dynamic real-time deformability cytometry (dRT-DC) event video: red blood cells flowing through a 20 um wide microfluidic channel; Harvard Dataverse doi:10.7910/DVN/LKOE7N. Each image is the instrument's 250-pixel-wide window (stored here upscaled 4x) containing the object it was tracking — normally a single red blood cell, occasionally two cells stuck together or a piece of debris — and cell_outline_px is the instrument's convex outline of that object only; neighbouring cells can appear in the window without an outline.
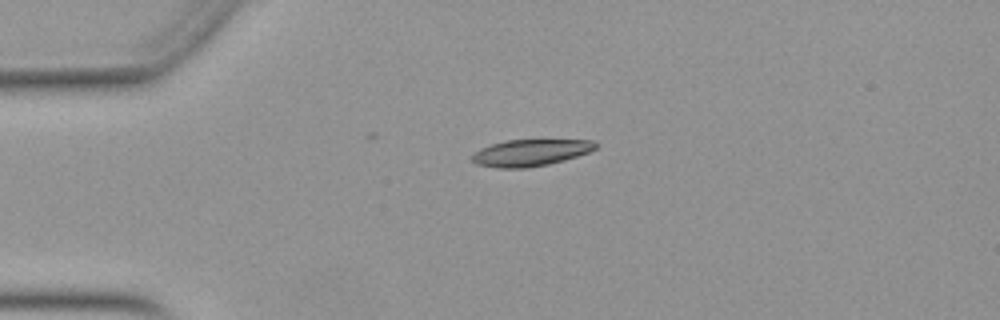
{"species": "Egyptian fruit bat (a non-hibernating species)", "species_latin": "Rousettus aegyptiacus", "temperature_condition": "warm", "stored_images_in_passage": 5, "camera_frame_rate_fps": 3000, "um_per_image_px": 0.085, "animal": {"sex": "female"}, "frame": {"image": 1, "passage_image": 1, "time_ms": 0.0, "image_size_px": [1000, 320], "cell_outline_px": [[600, 144], [596, 148], [588, 152], [564, 160], [548, 164], [528, 168], [496, 168], [476, 164], [472, 160], [472, 156], [480, 148], [504, 140], [596, 140]], "centroid_in_image_um": [45.11, 12.98], "position_along_channel_um": 39.9, "area_um2": 19.25}}